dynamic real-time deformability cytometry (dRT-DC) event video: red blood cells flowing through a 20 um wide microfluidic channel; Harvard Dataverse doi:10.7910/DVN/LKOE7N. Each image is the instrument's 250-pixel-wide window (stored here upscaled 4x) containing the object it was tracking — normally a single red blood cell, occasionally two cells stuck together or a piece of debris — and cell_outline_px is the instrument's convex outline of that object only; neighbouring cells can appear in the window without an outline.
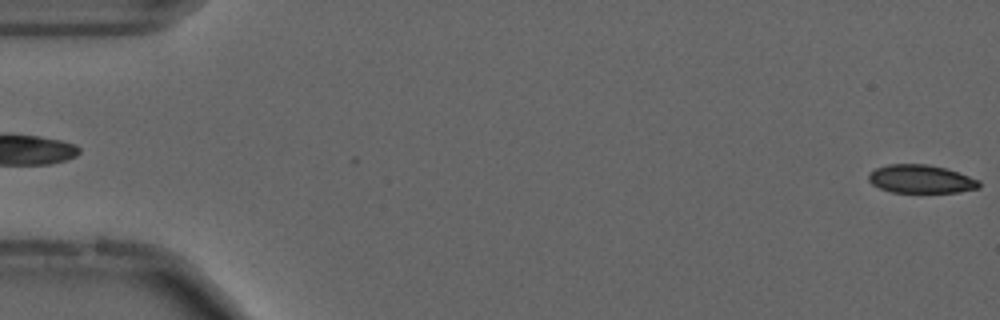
{"species": "common noctule bat (a hibernating species)", "species_latin": "Nyctalus noctula", "temperature_condition": "cold", "stored_images_in_passage": 55, "camera_frame_rate_fps": 3000, "um_per_image_px": 0.085, "animal": {"sex": "male", "forearm_length_mm": 52.5}, "frame": {"image": 1, "passage_image": 1, "time_ms": 0.0, "image_size_px": [1000, 320], "cell_outline_px": [[980, 188], [960, 192], [892, 192], [880, 188], [872, 184], [868, 180], [868, 172], [876, 168], [888, 164], [928, 164], [944, 168], [980, 180]], "centroid_in_image_um": [78.26, 15.22], "position_along_channel_um": 6.7, "area_um2": 18.21}}
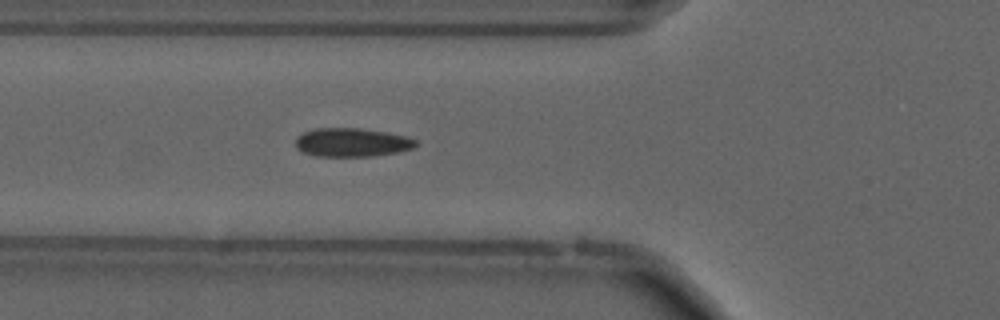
{"frame": {"image": 2, "passage_image": 20, "time_ms": 6.333, "image_size_px": [1000, 320], "cell_outline_px": [[416, 144], [412, 148], [400, 152], [372, 156], [316, 156], [300, 152], [296, 148], [296, 136], [304, 132], [316, 128], [360, 128], [388, 132], [408, 136], [416, 140]], "centroid_in_image_um": [29.9, 12.1], "position_along_channel_um": 95.9, "area_um2": 20.29}}
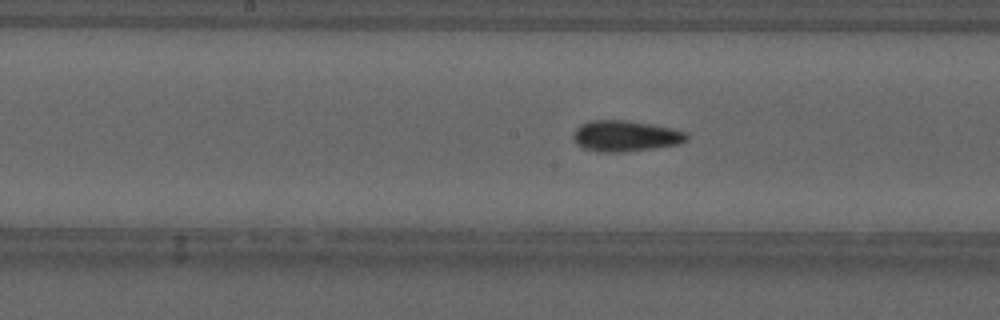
{"frame": {"image": 3, "passage_image": 28, "time_ms": 9.0, "image_size_px": [1000, 320], "cell_outline_px": [[688, 140], [676, 144], [652, 148], [620, 152], [600, 152], [584, 148], [576, 144], [572, 136], [576, 128], [580, 124], [588, 120], [628, 120], [672, 128], [688, 132]], "centroid_in_image_um": [53.13, 11.54], "position_along_channel_um": 195.1, "area_um2": 20.46}, "authors_computed_cell_mechanics": {"area_um2": 19.3052, "velocity_mm_per_s": 3.6944, "shape_relaxation_time_tau1_ms": null, "shape_relaxation_time_tau2_ms": 7.1519, "deformation_change_tau1": null, "deformation_change_tau2": 0.1062}}